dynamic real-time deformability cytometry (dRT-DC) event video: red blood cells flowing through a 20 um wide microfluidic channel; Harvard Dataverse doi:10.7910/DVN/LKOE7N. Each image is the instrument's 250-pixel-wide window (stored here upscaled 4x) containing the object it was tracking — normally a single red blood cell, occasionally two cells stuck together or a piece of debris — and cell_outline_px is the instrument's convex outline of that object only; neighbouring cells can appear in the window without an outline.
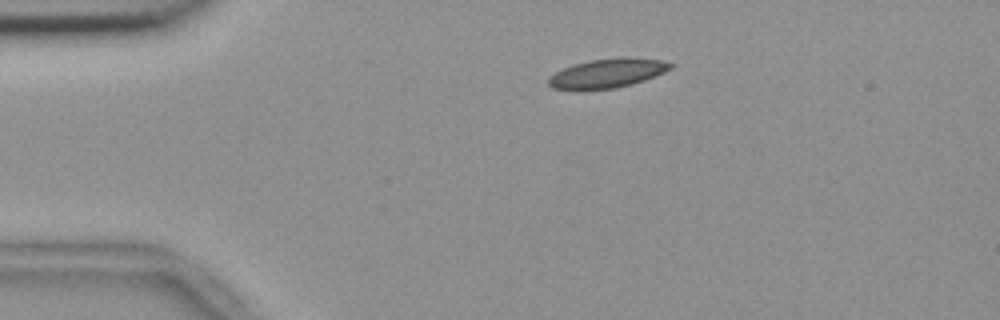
{"species": "common noctule bat (a hibernating species)", "species_latin": "Nyctalus noctula", "temperature_condition": "room temperature", "stored_images_in_passage": 46, "camera_frame_rate_fps": 3000, "um_per_image_px": 0.085, "animal": {"sex": "female", "body_mass_g": 18.4}, "frame": {"image": 1, "passage_image": 2, "time_ms": 0.333, "image_size_px": [1000, 320], "cell_outline_px": [[672, 68], [664, 72], [644, 80], [632, 84], [616, 88], [552, 88], [548, 84], [548, 76], [572, 64], [588, 60], [620, 56], [628, 56], [664, 60], [672, 64]], "centroid_in_image_um": [51.67, 6.18], "position_along_channel_um": 33.3, "area_um2": 20.63}}
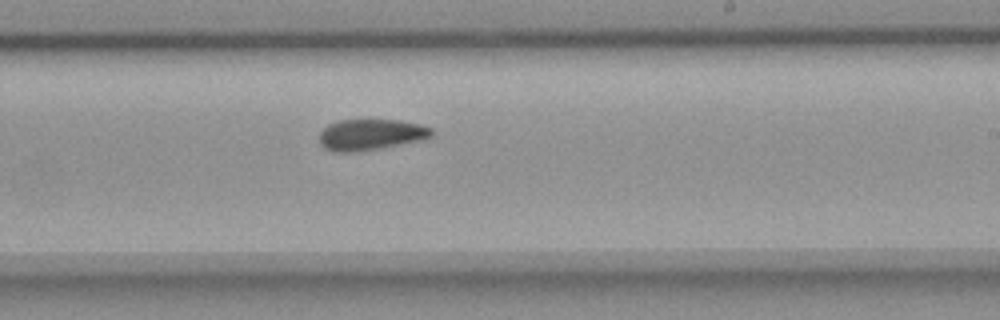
{"frame": {"image": 2, "passage_image": 24, "time_ms": 7.667, "image_size_px": [1000, 320], "cell_outline_px": [[432, 136], [420, 140], [380, 148], [356, 152], [332, 152], [324, 148], [320, 144], [320, 132], [328, 124], [340, 120], [400, 120], [420, 124], [432, 128]], "centroid_in_image_um": [31.49, 11.44], "position_along_channel_um": 257.5, "area_um2": 20.29}}
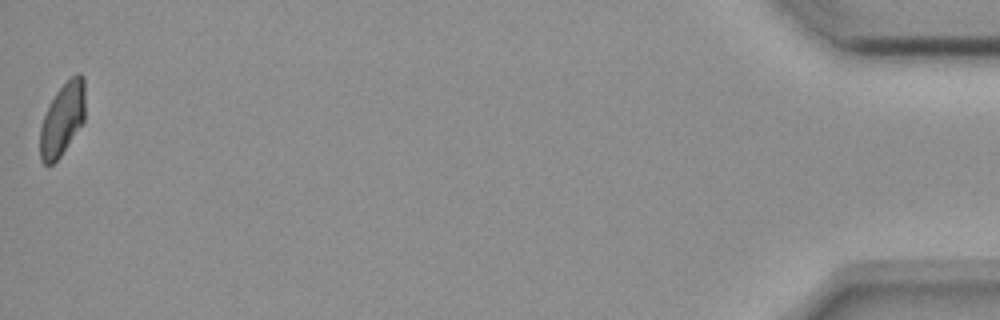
{"frame": {"image": 3, "passage_image": 46, "time_ms": 15.0, "image_size_px": [1000, 320], "cell_outline_px": [[84, 124], [60, 156], [52, 164], [44, 164], [40, 160], [40, 128], [44, 116], [56, 92], [76, 72], [80, 72], [84, 76]], "centroid_in_image_um": [5.32, 10.14], "position_along_channel_um": 429.9, "area_um2": 19.07}, "authors_computed_cell_mechanics": {"area_um2": 20.6346, "velocity_mm_per_s": 3.6493, "shape_relaxation_time_tau1_ms": null, "shape_relaxation_time_tau2_ms": 4.1278, "deformation_change_tau1": null, "deformation_change_tau2": 0.0944}}